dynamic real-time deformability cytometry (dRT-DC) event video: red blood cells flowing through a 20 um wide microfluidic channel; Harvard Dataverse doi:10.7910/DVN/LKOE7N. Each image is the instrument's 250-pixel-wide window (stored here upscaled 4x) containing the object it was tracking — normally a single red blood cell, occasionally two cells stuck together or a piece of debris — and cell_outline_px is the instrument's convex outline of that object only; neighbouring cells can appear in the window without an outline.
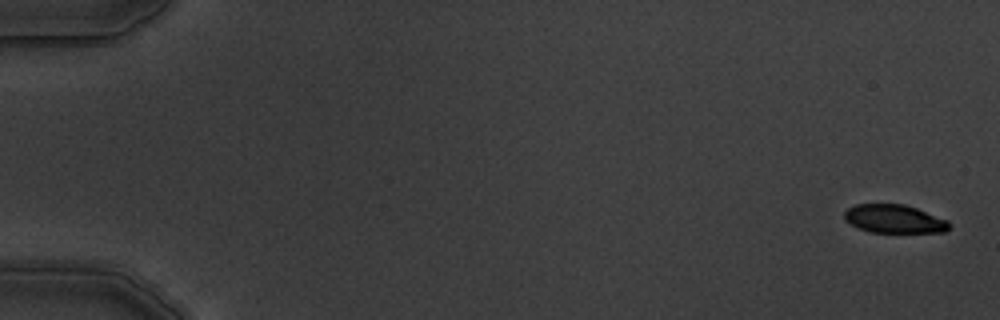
{"species": "common noctule bat (a hibernating species)", "species_latin": "Nyctalus noctula", "temperature_condition": "warm", "stored_images_in_passage": 4, "camera_frame_rate_fps": 3000, "um_per_image_px": 0.085, "animal": {"sex": "male", "body_mass_g": 19.5, "forearm_length_mm": 54.6}, "frame": {"image": 1, "passage_image": 1, "time_ms": 0.0, "image_size_px": [1000, 320], "cell_outline_px": [[948, 228], [944, 232], [868, 232], [856, 228], [844, 220], [844, 212], [848, 208], [856, 204], [904, 204], [916, 208], [948, 220]], "centroid_in_image_um": [75.95, 18.61], "position_along_channel_um": 9.1, "area_um2": 17.34}}